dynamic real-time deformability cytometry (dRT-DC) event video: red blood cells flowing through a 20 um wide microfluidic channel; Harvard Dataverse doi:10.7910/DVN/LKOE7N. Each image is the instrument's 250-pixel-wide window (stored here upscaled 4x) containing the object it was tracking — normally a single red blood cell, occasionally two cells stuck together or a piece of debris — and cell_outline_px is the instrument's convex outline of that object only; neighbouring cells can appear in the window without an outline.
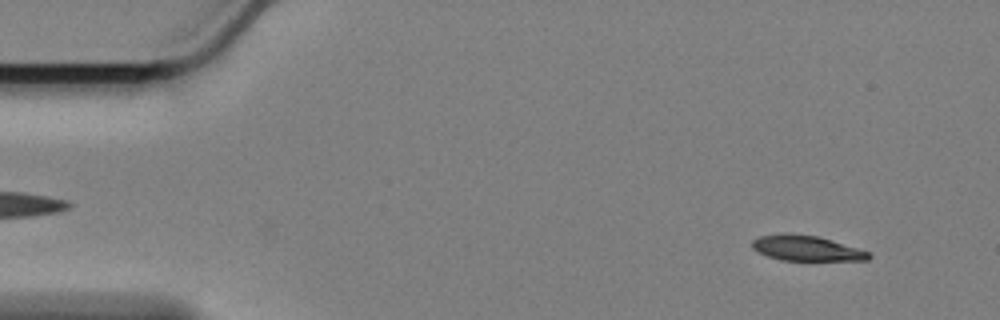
{"species": "Egyptian fruit bat (a non-hibernating species)", "species_latin": "Rousettus aegyptiacus", "temperature_condition": "cold", "stored_images_in_passage": 48, "camera_frame_rate_fps": 3000, "um_per_image_px": 0.085, "animal": {"sex": "female"}, "frame": {"image": 1, "passage_image": 2, "time_ms": 0.333, "image_size_px": [1000, 320], "cell_outline_px": [[872, 256], [868, 260], [780, 260], [768, 256], [752, 248], [752, 240], [760, 236], [820, 236], [868, 252]], "centroid_in_image_um": [68.59, 21.14], "position_along_channel_um": 16.4, "area_um2": 16.24}}
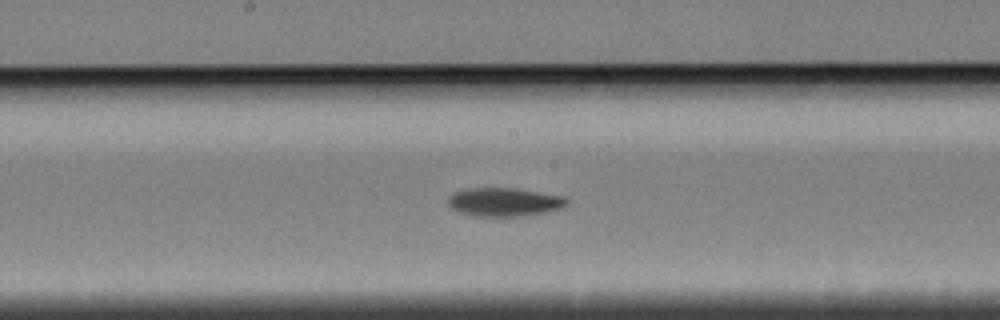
{"frame": {"image": 2, "passage_image": 27, "time_ms": 8.667, "image_size_px": [1000, 320], "cell_outline_px": [[568, 204], [560, 208], [548, 212], [516, 216], [472, 216], [460, 212], [452, 208], [448, 204], [448, 196], [456, 192], [468, 188], [512, 188], [568, 196]], "centroid_in_image_um": [42.89, 17.17], "position_along_channel_um": 205.3, "area_um2": 19.77}}
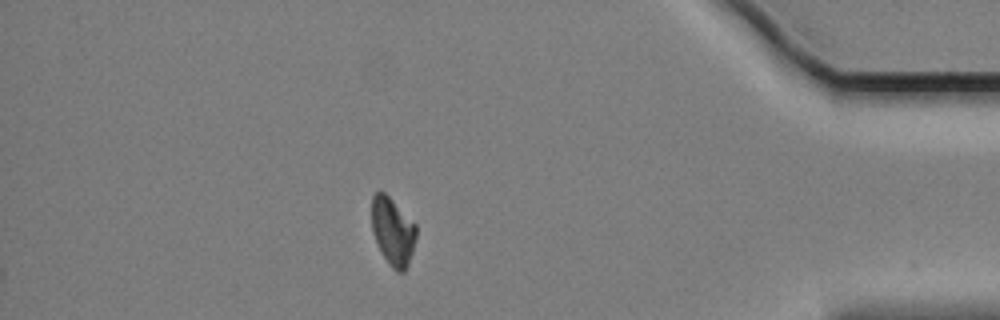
{"frame": {"image": 3, "passage_image": 48, "time_ms": 15.667, "image_size_px": [1000, 320], "cell_outline_px": [[416, 236], [412, 252], [408, 264], [404, 272], [396, 272], [388, 264], [372, 232], [372, 196], [376, 192], [384, 192], [416, 224]], "centroid_in_image_um": [33.39, 19.68], "position_along_channel_um": 401.8, "area_um2": 17.34}, "authors_computed_cell_mechanics": {"area_um2": 19.0162, "velocity_mm_per_s": 3.3938, "shape_relaxation_time_tau1_ms": 5.3119, "shape_relaxation_time_tau2_ms": 8.0555, "deformation_change_tau1": 0.1428, "deformation_change_tau2": 0.1019}}